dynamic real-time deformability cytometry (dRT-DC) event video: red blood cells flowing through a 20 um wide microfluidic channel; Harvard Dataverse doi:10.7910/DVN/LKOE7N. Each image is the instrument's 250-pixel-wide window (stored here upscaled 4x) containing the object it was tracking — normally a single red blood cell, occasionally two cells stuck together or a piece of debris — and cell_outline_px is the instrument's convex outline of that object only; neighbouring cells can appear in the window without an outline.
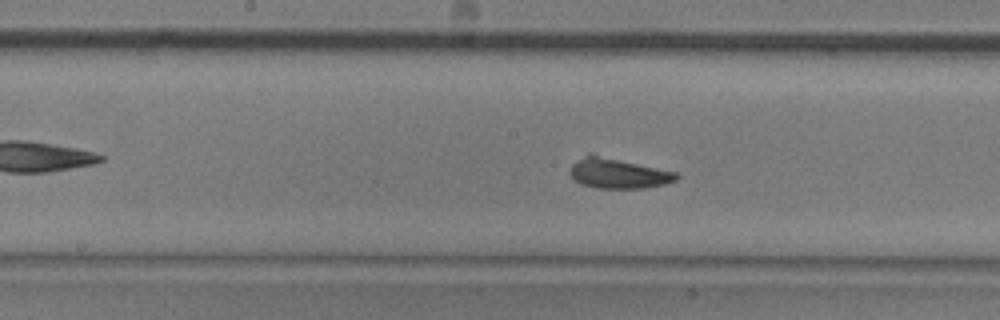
{"species": "common noctule bat (a hibernating species)", "species_latin": "Nyctalus noctula", "temperature_condition": "room temperature", "stored_images_in_passage": 49, "camera_frame_rate_fps": 3000, "um_per_image_px": 0.085, "animal": {"sex": "male", "body_mass_g": 20.5, "forearm_length_mm": 52.5}, "frame": {"image": 1, "passage_image": 22, "time_ms": 7.0, "image_size_px": [1000, 320], "cell_outline_px": [[680, 176], [676, 180], [664, 184], [644, 188], [596, 188], [580, 184], [568, 172], [572, 164], [588, 152], [592, 152], [676, 172]], "centroid_in_image_um": [52.51, 14.7], "position_along_channel_um": 195.7, "area_um2": 19.07}, "authors_computed_cell_mechanics": {"area_um2": 18.1492, "velocity_mm_per_s": 3.8425, "shape_relaxation_time_tau1_ms": null, "shape_relaxation_time_tau2_ms": 3.2475, "deformation_change_tau1": null, "deformation_change_tau2": 0.1283}}